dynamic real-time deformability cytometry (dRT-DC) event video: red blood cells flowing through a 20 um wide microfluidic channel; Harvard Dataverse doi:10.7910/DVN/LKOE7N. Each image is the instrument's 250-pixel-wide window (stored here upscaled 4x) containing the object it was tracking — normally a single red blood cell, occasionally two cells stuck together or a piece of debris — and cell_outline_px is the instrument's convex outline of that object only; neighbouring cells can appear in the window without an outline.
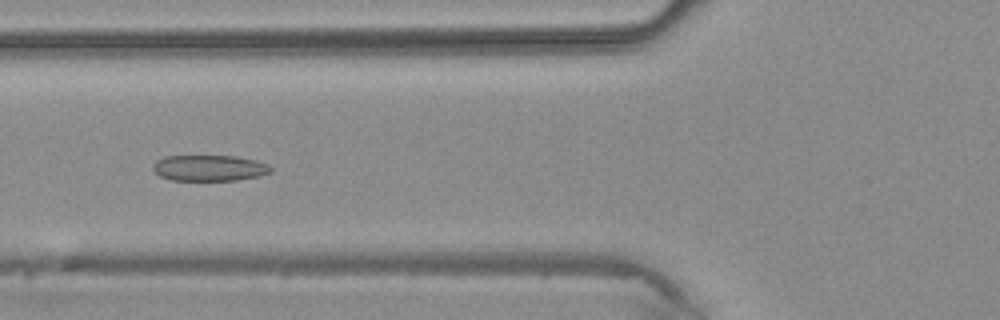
{"species": "common noctule bat (a hibernating species)", "species_latin": "Nyctalus noctula", "temperature_condition": "warm", "stored_images_in_passage": 28, "camera_frame_rate_fps": 3000, "um_per_image_px": 0.085, "animal": {"sex": "male", "body_mass_g": 20.4}, "frame": {"image": 1, "passage_image": 7, "time_ms": 2.0, "image_size_px": [1000, 320], "cell_outline_px": [[272, 172], [260, 176], [236, 180], [172, 180], [160, 176], [152, 168], [152, 164], [156, 160], [164, 156], [236, 156], [256, 160], [268, 164], [272, 168]], "centroid_in_image_um": [17.8, 14.27], "position_along_channel_um": 108.0, "area_um2": 17.92}}
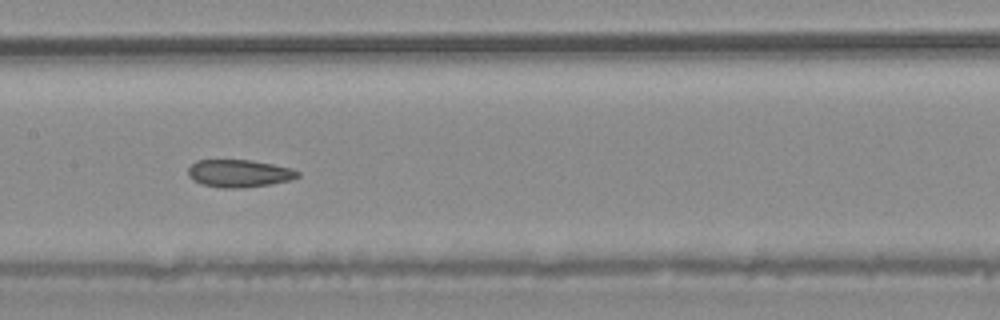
{"frame": {"image": 2, "passage_image": 12, "time_ms": 3.667, "image_size_px": [1000, 320], "cell_outline_px": [[300, 176], [292, 180], [272, 184], [240, 188], [220, 188], [200, 184], [192, 180], [188, 176], [188, 168], [196, 160], [252, 160], [292, 168], [300, 172]], "centroid_in_image_um": [20.33, 14.74], "position_along_channel_um": 187.1, "area_um2": 17.86}}
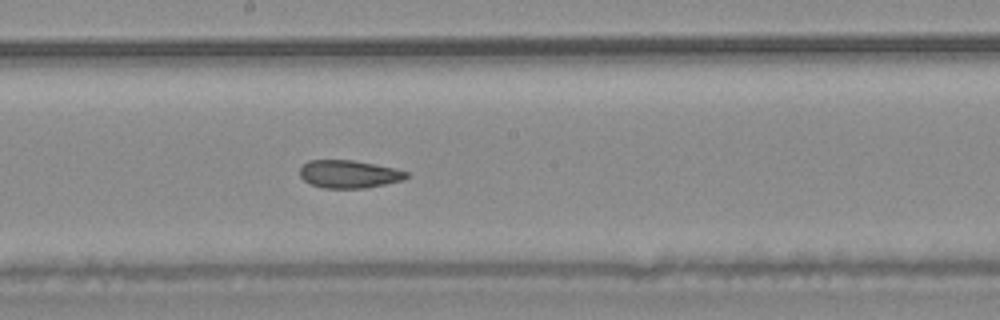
{"frame": {"image": 3, "passage_image": 14, "time_ms": 4.333, "image_size_px": [1000, 320], "cell_outline_px": [[408, 176], [404, 180], [364, 188], [324, 188], [308, 184], [300, 176], [300, 168], [308, 160], [352, 160], [396, 168], [408, 172]], "centroid_in_image_um": [29.65, 14.8], "position_along_channel_um": 218.5, "area_um2": 17.34}}